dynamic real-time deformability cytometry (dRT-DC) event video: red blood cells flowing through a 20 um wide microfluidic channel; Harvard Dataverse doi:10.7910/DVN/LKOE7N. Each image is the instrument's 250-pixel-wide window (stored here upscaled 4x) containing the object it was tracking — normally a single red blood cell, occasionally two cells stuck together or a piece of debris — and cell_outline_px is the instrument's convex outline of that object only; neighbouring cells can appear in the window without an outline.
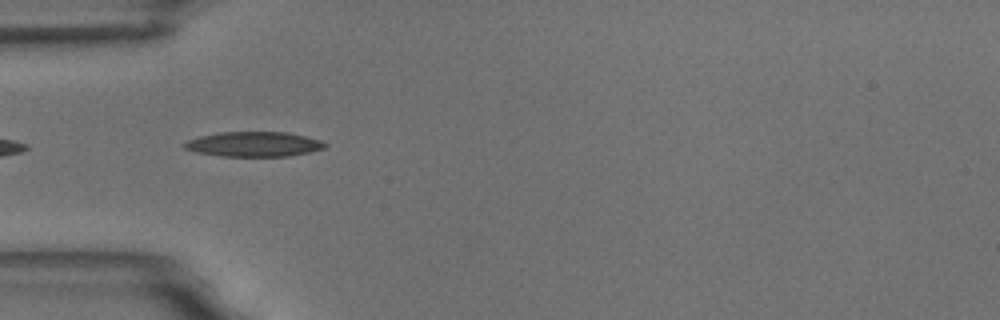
{"species": "common noctule bat (a hibernating species)", "species_latin": "Nyctalus noctula", "temperature_condition": "room temperature", "stored_images_in_passage": 5, "camera_frame_rate_fps": 3000, "um_per_image_px": 0.085, "animal": {"sex": "male", "body_mass_g": 18.8}, "frame": {"image": 1, "passage_image": 2, "time_ms": 0.333, "image_size_px": [1000, 320], "cell_outline_px": [[328, 144], [324, 148], [308, 152], [288, 156], [220, 156], [196, 152], [184, 148], [180, 144], [188, 140], [200, 136], [220, 132], [288, 132], [320, 140]], "centroid_in_image_um": [21.54, 12.25], "position_along_channel_um": 63.5, "area_um2": 20.35}}